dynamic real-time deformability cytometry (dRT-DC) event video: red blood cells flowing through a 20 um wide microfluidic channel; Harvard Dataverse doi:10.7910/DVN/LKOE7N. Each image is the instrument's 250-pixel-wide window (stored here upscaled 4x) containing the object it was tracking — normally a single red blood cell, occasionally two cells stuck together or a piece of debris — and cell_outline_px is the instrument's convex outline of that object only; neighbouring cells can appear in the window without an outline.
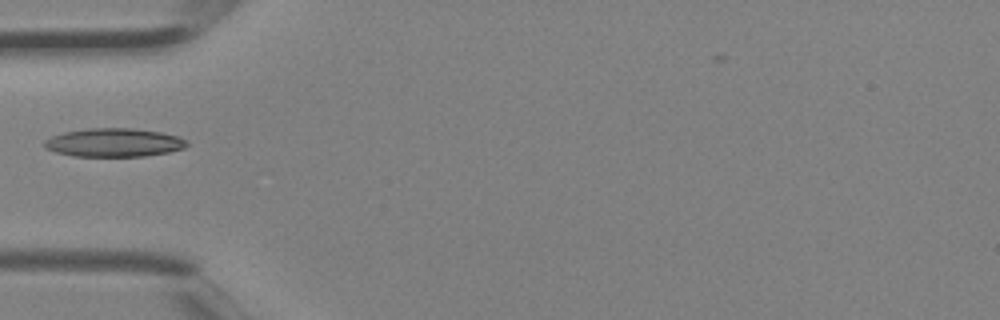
{"species": "Egyptian fruit bat (a non-hibernating species)", "species_latin": "Rousettus aegyptiacus", "temperature_condition": "room temperature", "stored_images_in_passage": 4, "camera_frame_rate_fps": 3000, "um_per_image_px": 0.085, "animal": {"sex": "female"}, "frame": {"image": 1, "passage_image": 4, "time_ms": 1.0, "image_size_px": [1000, 320], "cell_outline_px": [[188, 144], [184, 148], [168, 152], [144, 156], [72, 156], [56, 152], [44, 148], [44, 140], [52, 136], [64, 132], [88, 128], [132, 128], [160, 132], [180, 136], [188, 140]], "centroid_in_image_um": [9.69, 12.11], "position_along_channel_um": 75.3, "area_um2": 23.76}}